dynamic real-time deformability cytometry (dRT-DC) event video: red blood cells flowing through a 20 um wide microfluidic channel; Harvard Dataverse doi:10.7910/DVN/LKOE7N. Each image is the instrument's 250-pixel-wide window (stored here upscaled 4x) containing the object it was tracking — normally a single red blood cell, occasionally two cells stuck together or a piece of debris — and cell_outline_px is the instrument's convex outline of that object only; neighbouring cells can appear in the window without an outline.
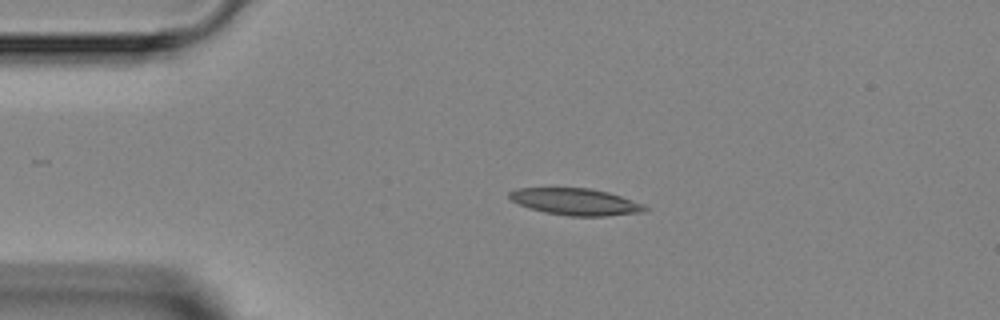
{"species": "Egyptian fruit bat (a non-hibernating species)", "species_latin": "Rousettus aegyptiacus", "temperature_condition": "room temperature", "stored_images_in_passage": 3, "camera_frame_rate_fps": 3000, "um_per_image_px": 0.085, "animal": {"sex": "female"}, "frame": {"image": 1, "passage_image": 2, "time_ms": 1.333, "image_size_px": [1000, 320], "cell_outline_px": [[648, 208], [644, 212], [608, 216], [568, 216], [544, 212], [528, 208], [512, 200], [508, 196], [508, 192], [516, 188], [588, 188], [608, 192], [644, 204]], "centroid_in_image_um": [48.92, 17.15], "position_along_channel_um": 36.1, "area_um2": 21.15}}